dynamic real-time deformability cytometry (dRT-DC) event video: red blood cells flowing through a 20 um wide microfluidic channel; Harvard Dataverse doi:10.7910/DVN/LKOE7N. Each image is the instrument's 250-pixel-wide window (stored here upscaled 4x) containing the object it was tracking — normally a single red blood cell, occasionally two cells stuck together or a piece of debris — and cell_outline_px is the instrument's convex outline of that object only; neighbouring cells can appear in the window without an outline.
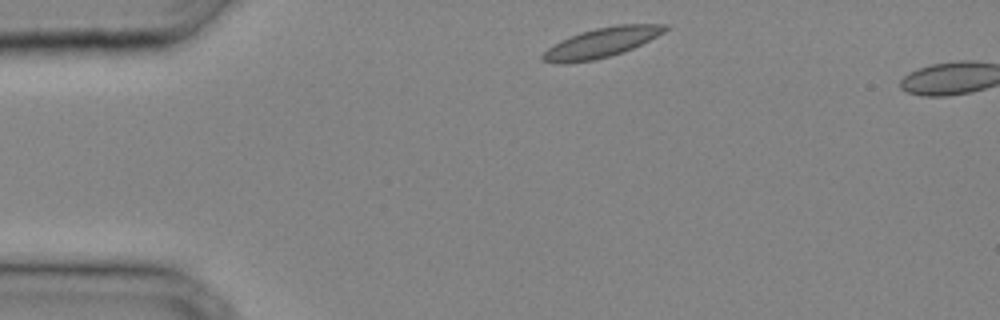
{"species": "common noctule bat (a hibernating species)", "species_latin": "Nyctalus noctula", "temperature_condition": "cold", "stored_images_in_passage": 2, "camera_frame_rate_fps": 3000, "um_per_image_px": 0.085, "animal": {"sex": "male", "body_mass_g": 20.4}, "frame": {"image": 1, "passage_image": 1, "time_ms": 0.0, "image_size_px": [1000, 320], "cell_outline_px": [[668, 28], [664, 32], [624, 52], [592, 60], [564, 64], [556, 64], [544, 60], [540, 56], [548, 48], [560, 40], [580, 32], [596, 28], [616, 24], [668, 24]], "centroid_in_image_um": [51.1, 3.62], "position_along_channel_um": 33.9, "area_um2": 20.98}}